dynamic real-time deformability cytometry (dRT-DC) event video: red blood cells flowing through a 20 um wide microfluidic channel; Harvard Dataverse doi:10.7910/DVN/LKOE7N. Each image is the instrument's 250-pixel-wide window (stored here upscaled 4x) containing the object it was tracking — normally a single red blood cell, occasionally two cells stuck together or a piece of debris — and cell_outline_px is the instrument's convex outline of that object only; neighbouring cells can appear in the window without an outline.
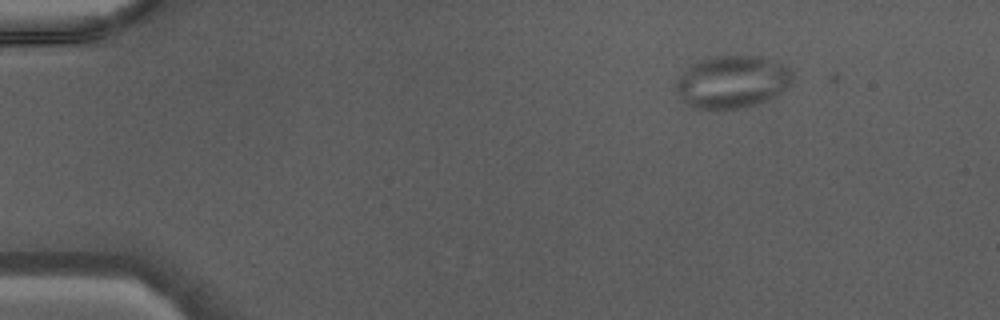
{"species": "Egyptian fruit bat (a non-hibernating species)", "species_latin": "Rousettus aegyptiacus", "temperature_condition": "warm", "stored_images_in_passage": 13, "camera_frame_rate_fps": 3000, "um_per_image_px": 0.085, "animal": {"sex": "male"}, "frame": {"image": 1, "passage_image": 13, "time_ms": 4.0, "image_size_px": [1000, 320], "cell_outline_px": [[792, 76], [788, 84], [780, 92], [764, 100], [752, 104], [736, 108], [696, 108], [684, 104], [680, 100], [676, 92], [676, 76], [692, 64], [700, 60], [720, 56], [756, 56], [784, 64], [792, 72]], "centroid_in_image_um": [62.14, 6.94], "position_along_channel_um": 22.9, "area_um2": 35.03}}